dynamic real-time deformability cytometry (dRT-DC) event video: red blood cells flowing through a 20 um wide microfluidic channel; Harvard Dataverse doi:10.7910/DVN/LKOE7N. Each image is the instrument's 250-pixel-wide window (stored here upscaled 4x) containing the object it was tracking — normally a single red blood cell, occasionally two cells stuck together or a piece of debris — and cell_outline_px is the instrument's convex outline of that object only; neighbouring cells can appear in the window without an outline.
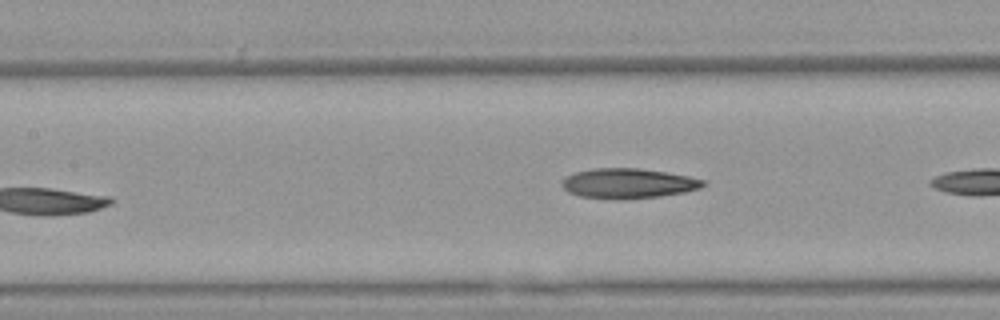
{"species": "Egyptian fruit bat (a non-hibernating species)", "species_latin": "Rousettus aegyptiacus", "temperature_condition": "warm", "stored_images_in_passage": 7, "camera_frame_rate_fps": 3000, "um_per_image_px": 0.085, "animal": {"sex": "female"}, "frame": {"image": 1, "passage_image": 5, "time_ms": 1.333, "image_size_px": [1000, 320], "cell_outline_px": [[704, 184], [700, 188], [684, 192], [660, 196], [624, 200], [620, 200], [580, 196], [568, 192], [560, 184], [568, 176], [576, 172], [592, 168], [640, 168], [688, 176], [704, 180]], "centroid_in_image_um": [53.38, 15.59], "position_along_channel_um": 154.0, "area_um2": 24.57}}